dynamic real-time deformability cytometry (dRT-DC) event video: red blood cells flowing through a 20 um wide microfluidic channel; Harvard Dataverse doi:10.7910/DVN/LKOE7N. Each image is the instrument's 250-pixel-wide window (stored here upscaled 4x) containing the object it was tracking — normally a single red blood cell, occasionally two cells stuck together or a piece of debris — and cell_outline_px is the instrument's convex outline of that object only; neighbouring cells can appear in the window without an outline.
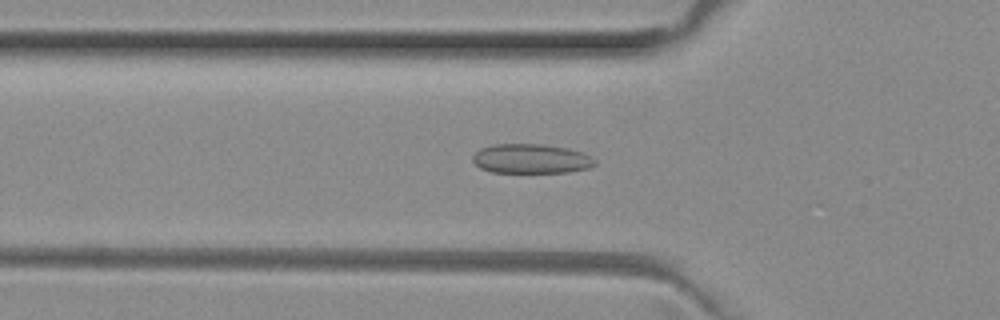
{"species": "common noctule bat (a hibernating species)", "species_latin": "Nyctalus noctula", "temperature_condition": "room temperature", "stored_images_in_passage": 39, "camera_frame_rate_fps": 3000, "um_per_image_px": 0.085, "animal": {"sex": "female", "body_mass_g": 29.2, "forearm_length_mm": 56.3}, "frame": {"image": 1, "passage_image": 10, "time_ms": 3.0, "image_size_px": [1000, 320], "cell_outline_px": [[596, 164], [588, 168], [568, 172], [492, 172], [480, 168], [472, 160], [472, 156], [480, 148], [492, 144], [544, 144], [568, 148], [592, 156], [596, 160]], "centroid_in_image_um": [45.14, 13.48], "position_along_channel_um": 80.7, "area_um2": 21.04}}
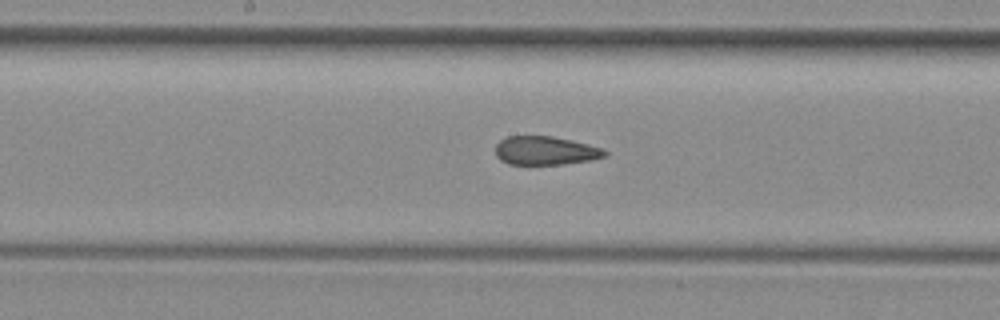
{"frame": {"image": 2, "passage_image": 19, "time_ms": 6.0, "image_size_px": [1000, 320], "cell_outline_px": [[608, 152], [604, 156], [588, 160], [560, 164], [508, 164], [500, 160], [496, 156], [496, 144], [500, 140], [508, 136], [552, 136], [588, 144], [604, 148]], "centroid_in_image_um": [46.33, 12.8], "position_along_channel_um": 201.9, "area_um2": 18.09}}
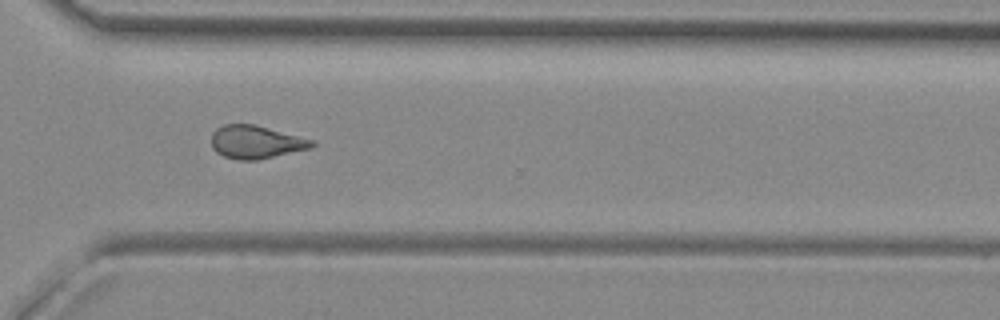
{"frame": {"image": 3, "passage_image": 30, "time_ms": 9.667, "image_size_px": [1000, 320], "cell_outline_px": [[316, 144], [308, 148], [256, 160], [240, 160], [224, 156], [216, 152], [212, 148], [212, 132], [216, 128], [224, 124], [252, 124], [316, 140]], "centroid_in_image_um": [21.73, 12.06], "position_along_channel_um": 348.9, "area_um2": 19.13}, "authors_computed_cell_mechanics": {"area_um2": 19.7098, "velocity_mm_per_s": 4.0071, "shape_relaxation_time_tau1_ms": null, "shape_relaxation_time_tau2_ms": 2.3175, "deformation_change_tau1": null, "deformation_change_tau2": 0.0814}}